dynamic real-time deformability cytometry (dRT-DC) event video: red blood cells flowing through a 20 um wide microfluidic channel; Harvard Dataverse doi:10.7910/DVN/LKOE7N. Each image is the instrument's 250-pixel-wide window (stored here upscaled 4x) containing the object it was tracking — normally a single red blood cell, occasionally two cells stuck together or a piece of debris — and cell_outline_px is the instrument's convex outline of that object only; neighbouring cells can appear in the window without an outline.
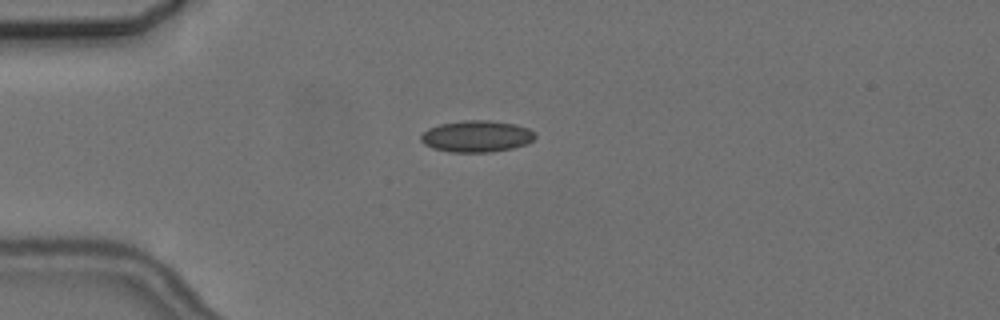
{"species": "common noctule bat (a hibernating species)", "species_latin": "Nyctalus noctula", "temperature_condition": "cold", "stored_images_in_passage": 4, "camera_frame_rate_fps": 3000, "um_per_image_px": 0.085, "animal": {"sex": "female", "body_mass_g": 24.6, "forearm_length_mm": 56.2}, "frame": {"image": 1, "passage_image": 3, "time_ms": 2.333, "image_size_px": [1000, 320], "cell_outline_px": [[536, 136], [528, 144], [512, 148], [492, 152], [448, 152], [432, 148], [424, 144], [420, 140], [420, 136], [428, 128], [440, 124], [464, 120], [488, 120], [516, 124], [528, 128], [536, 132]], "centroid_in_image_um": [40.52, 11.59], "position_along_channel_um": 44.5, "area_um2": 21.21}}